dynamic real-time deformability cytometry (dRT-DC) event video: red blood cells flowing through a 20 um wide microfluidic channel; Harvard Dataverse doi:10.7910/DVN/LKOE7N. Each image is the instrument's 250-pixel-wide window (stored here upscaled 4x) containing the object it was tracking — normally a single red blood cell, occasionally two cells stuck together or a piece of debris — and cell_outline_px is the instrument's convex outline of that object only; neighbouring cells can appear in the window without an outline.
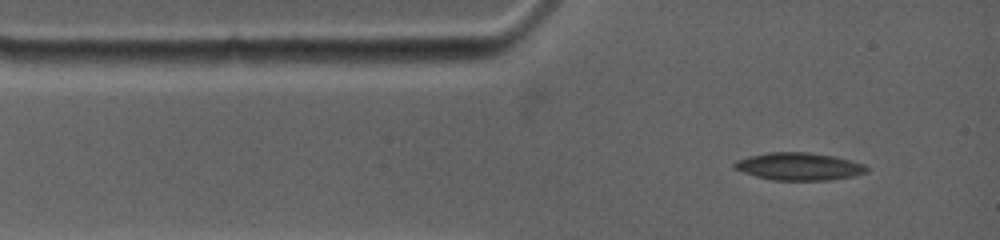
{"species": "common noctule bat (a hibernating species)", "species_latin": "Nyctalus noctula", "temperature_condition": "warm", "stored_images_in_passage": 5, "camera_frame_rate_fps": 4500, "um_per_image_px": 0.085, "animal": {"sex": "female", "body_mass_g": 19.0, "forearm_length_mm": 53.3}, "frame": {"image": 1, "passage_image": 1, "time_ms": 0.0, "image_size_px": [1000, 240], "cell_outline_px": [[868, 172], [852, 176], [828, 180], [772, 180], [756, 176], [744, 172], [736, 168], [732, 164], [736, 160], [748, 156], [768, 152], [804, 152], [832, 156], [864, 164], [868, 168]], "centroid_in_image_um": [67.89, 14.15], "position_along_channel_um": 17.1, "area_um2": 20.98}}
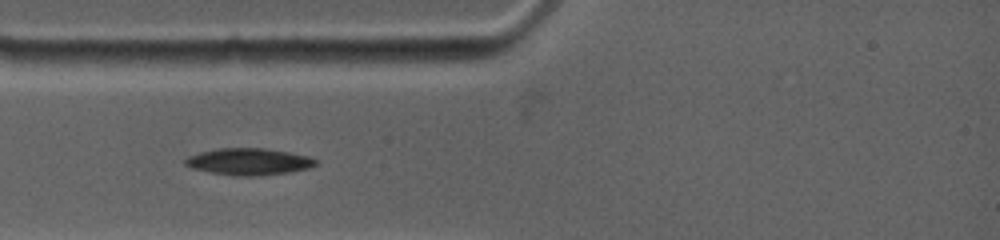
{"frame": {"image": 2, "passage_image": 3, "time_ms": 1.778, "image_size_px": [1000, 240], "cell_outline_px": [[320, 164], [308, 168], [288, 172], [256, 176], [236, 176], [208, 172], [192, 168], [184, 164], [184, 160], [188, 156], [200, 152], [216, 148], [264, 148], [288, 152], [308, 156], [320, 160]], "centroid_in_image_um": [21.16, 13.74], "position_along_channel_um": 63.8, "area_um2": 20.52}}
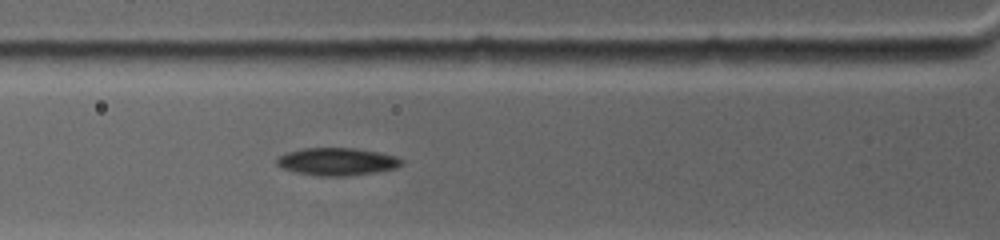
{"frame": {"image": 3, "passage_image": 4, "time_ms": 2.667, "image_size_px": [1000, 240], "cell_outline_px": [[404, 164], [396, 168], [376, 172], [348, 176], [320, 176], [296, 172], [284, 168], [276, 164], [276, 160], [280, 156], [288, 152], [304, 148], [356, 148], [380, 152], [400, 156], [404, 160]], "centroid_in_image_um": [28.74, 13.73], "position_along_channel_um": 97.1, "area_um2": 20.23}}